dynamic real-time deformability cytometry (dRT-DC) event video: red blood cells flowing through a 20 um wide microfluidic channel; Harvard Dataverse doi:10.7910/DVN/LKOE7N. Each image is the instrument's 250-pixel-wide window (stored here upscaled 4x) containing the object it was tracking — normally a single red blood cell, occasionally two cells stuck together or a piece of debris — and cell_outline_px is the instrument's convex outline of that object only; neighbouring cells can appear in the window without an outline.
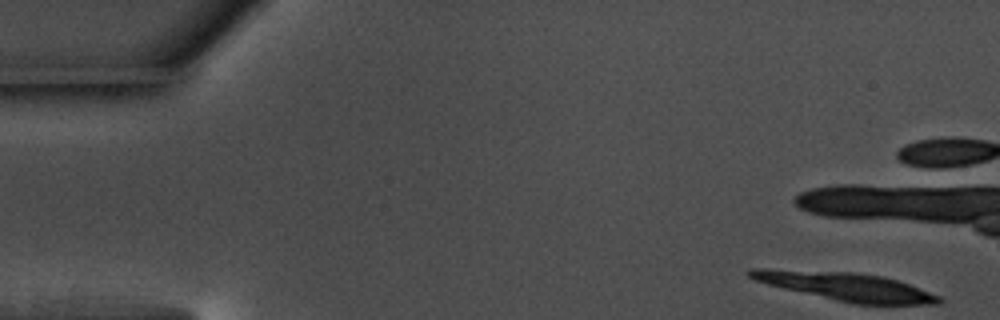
{"species": "common noctule bat (a hibernating species)", "species_latin": "Nyctalus noctula", "temperature_condition": "warm", "stored_images_in_passage": 10, "camera_frame_rate_fps": 3000, "um_per_image_px": 0.085, "animal": {"sex": "male", "body_mass_g": 17.5, "forearm_length_mm": 52.3}, "frame": {"image": 1, "passage_image": 1, "time_ms": 0.0, "image_size_px": [1000, 320], "cell_outline_px": [[944, 300], [940, 304], [852, 304], [784, 288], [768, 284], [756, 280], [748, 276], [744, 272], [748, 268], [768, 268], [856, 272], [880, 276], [896, 280], [908, 284], [940, 296]], "centroid_in_image_um": [71.86, 24.34], "position_along_channel_um": 13.1, "area_um2": 30.98}}